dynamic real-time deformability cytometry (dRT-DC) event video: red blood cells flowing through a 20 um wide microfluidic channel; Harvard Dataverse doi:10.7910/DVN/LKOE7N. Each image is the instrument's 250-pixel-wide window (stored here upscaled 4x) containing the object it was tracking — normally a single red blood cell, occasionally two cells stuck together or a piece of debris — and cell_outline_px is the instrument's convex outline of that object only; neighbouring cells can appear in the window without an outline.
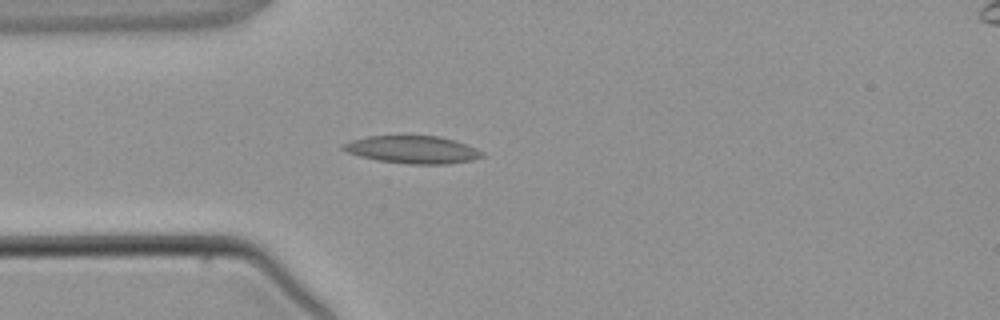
{"species": "common noctule bat (a hibernating species)", "species_latin": "Nyctalus noctula", "temperature_condition": "warm", "stored_images_in_passage": 2, "camera_frame_rate_fps": 3000, "um_per_image_px": 0.085, "animal": {"sex": "male", "body_mass_g": 21.5, "forearm_length_mm": 52.0}, "frame": {"image": 1, "passage_image": 2, "time_ms": 1.0, "image_size_px": [1000, 320], "cell_outline_px": [[484, 156], [472, 160], [448, 164], [408, 164], [376, 160], [360, 156], [348, 152], [340, 148], [344, 144], [352, 140], [368, 136], [440, 136], [468, 144], [484, 152]], "centroid_in_image_um": [35.11, 12.72], "position_along_channel_um": 49.9, "area_um2": 22.37}}